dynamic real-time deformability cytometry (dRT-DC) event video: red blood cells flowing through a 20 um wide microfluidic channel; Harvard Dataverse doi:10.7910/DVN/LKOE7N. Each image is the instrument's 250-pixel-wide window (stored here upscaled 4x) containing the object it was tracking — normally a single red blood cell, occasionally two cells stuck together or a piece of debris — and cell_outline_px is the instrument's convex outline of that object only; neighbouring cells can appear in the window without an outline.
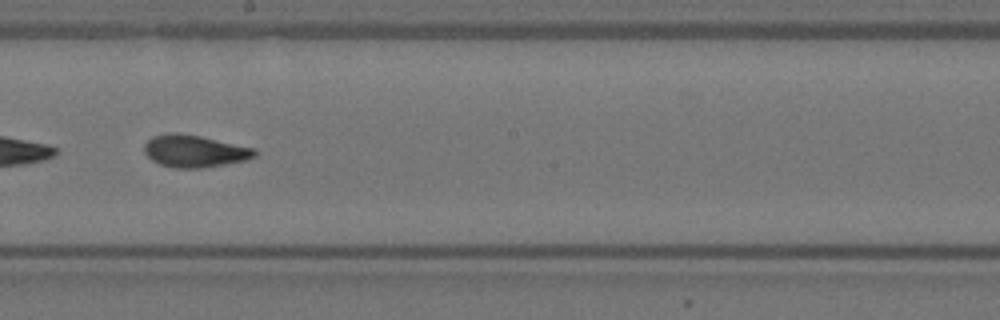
{"species": "Egyptian fruit bat (a non-hibernating species)", "species_latin": "Rousettus aegyptiacus", "temperature_condition": "warm", "stored_images_in_passage": 45, "camera_frame_rate_fps": 3000, "um_per_image_px": 0.085, "animal": {"sex": "female"}, "frame": {"image": 1, "passage_image": 20, "time_ms": 6.333, "image_size_px": [1000, 320], "cell_outline_px": [[256, 156], [248, 160], [200, 168], [172, 168], [160, 164], [152, 160], [144, 152], [144, 144], [152, 136], [172, 132], [176, 132], [200, 136], [256, 148]], "centroid_in_image_um": [16.54, 12.84], "position_along_channel_um": 231.7, "area_um2": 20.81}}
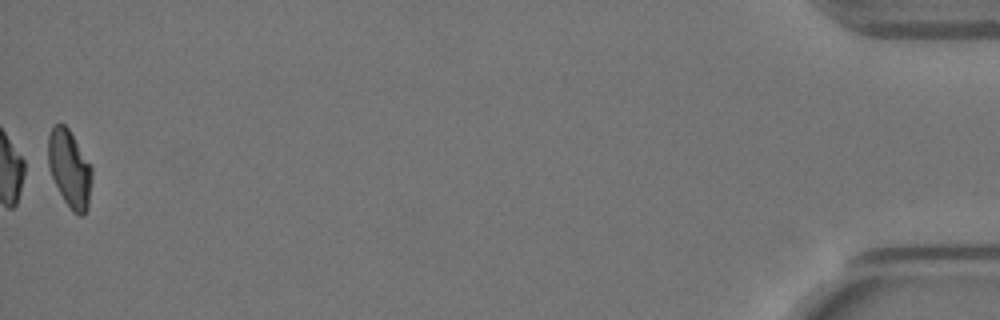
{"frame": {"image": 2, "passage_image": 45, "time_ms": 14.667, "image_size_px": [1000, 320], "cell_outline_px": [[92, 180], [88, 208], [84, 216], [80, 216], [72, 212], [64, 200], [52, 176], [48, 164], [48, 136], [52, 128], [56, 124], [64, 124], [68, 128], [92, 164]], "centroid_in_image_um": [5.95, 14.36], "position_along_channel_um": 429.3, "area_um2": 19.88}, "authors_computed_cell_mechanics": {"area_um2": 20.519, "velocity_mm_per_s": 3.5458, "shape_relaxation_time_tau1_ms": 5.5982, "shape_relaxation_time_tau2_ms": 1.4664, "deformation_change_tau1": 0.1797, "deformation_change_tau2": 0.0668}}